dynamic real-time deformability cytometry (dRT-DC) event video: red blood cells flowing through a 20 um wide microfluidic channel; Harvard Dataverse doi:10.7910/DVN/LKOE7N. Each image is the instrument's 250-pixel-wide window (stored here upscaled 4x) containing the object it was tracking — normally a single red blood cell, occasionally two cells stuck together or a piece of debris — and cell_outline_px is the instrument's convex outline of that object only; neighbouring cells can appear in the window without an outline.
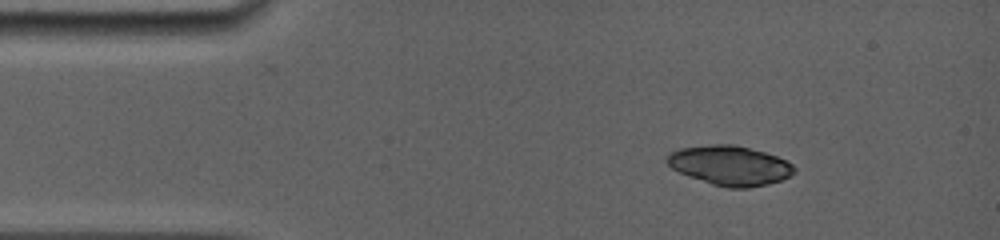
{"species": "common noctule bat (a hibernating species)", "species_latin": "Nyctalus noctula", "temperature_condition": "room temperature", "stored_images_in_passage": 2, "camera_frame_rate_fps": 5000, "um_per_image_px": 0.085, "animal": {"sex": "female", "body_mass_g": 19.0, "forearm_length_mm": 56.7}, "frame": {"image": 1, "passage_image": 1, "time_ms": 0.0, "image_size_px": [1000, 240], "cell_outline_px": [[796, 172], [780, 180], [768, 184], [748, 188], [728, 188], [712, 184], [688, 176], [672, 168], [664, 160], [668, 152], [680, 148], [712, 144], [732, 144], [764, 152], [776, 156], [792, 164], [796, 168]], "centroid_in_image_um": [62.01, 14.06], "position_along_channel_um": 23.0, "area_um2": 29.3}}